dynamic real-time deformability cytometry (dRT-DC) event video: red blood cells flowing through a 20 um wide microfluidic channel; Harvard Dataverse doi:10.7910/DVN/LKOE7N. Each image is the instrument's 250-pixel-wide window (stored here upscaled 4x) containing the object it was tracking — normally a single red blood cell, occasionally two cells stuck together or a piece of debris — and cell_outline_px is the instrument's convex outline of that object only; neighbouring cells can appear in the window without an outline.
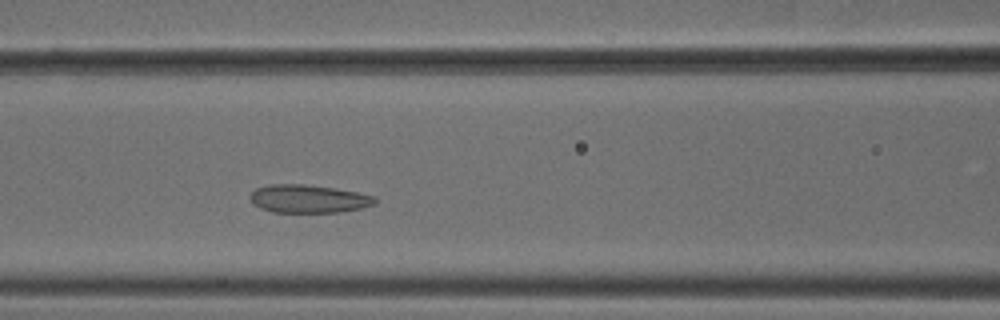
{"species": "common noctule bat (a hibernating species)", "species_latin": "Nyctalus noctula", "temperature_condition": "cold", "stored_images_in_passage": 32, "camera_frame_rate_fps": 3000, "um_per_image_px": 0.085, "animal": {"sex": "male", "body_mass_g": 18.8}, "frame": {"image": 1, "passage_image": 10, "time_ms": 3.0, "image_size_px": [1000, 320], "cell_outline_px": [[376, 204], [360, 208], [340, 212], [272, 212], [260, 208], [252, 204], [252, 192], [256, 188], [268, 184], [304, 184], [332, 188], [356, 192], [372, 196], [376, 200]], "centroid_in_image_um": [26.19, 16.9], "position_along_channel_um": 140.4, "area_um2": 20.23}}
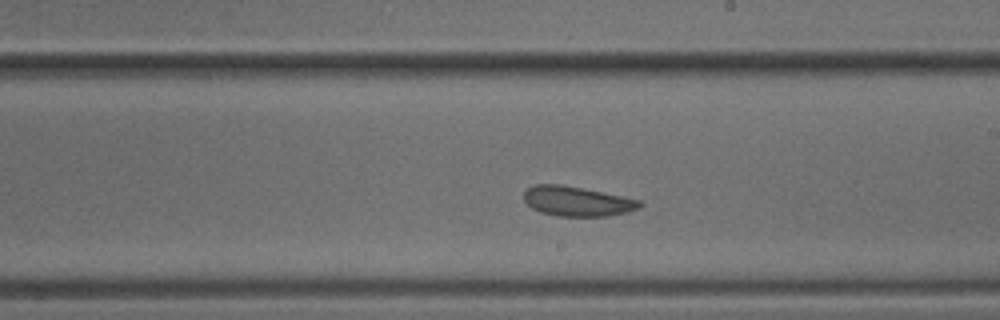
{"frame": {"image": 2, "passage_image": 18, "time_ms": 5.667, "image_size_px": [1000, 320], "cell_outline_px": [[644, 204], [640, 208], [628, 212], [608, 216], [556, 216], [540, 212], [532, 208], [524, 200], [524, 192], [528, 188], [536, 184], [560, 184], [640, 200]], "centroid_in_image_um": [49.05, 17.12], "position_along_channel_um": 240.0, "area_um2": 19.94}}
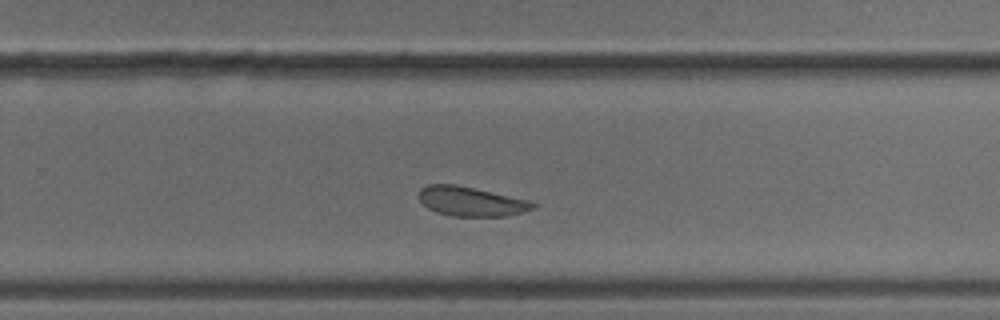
{"frame": {"image": 3, "passage_image": 22, "time_ms": 7.0, "image_size_px": [1000, 320], "cell_outline_px": [[536, 208], [524, 212], [504, 216], [452, 216], [436, 212], [428, 208], [420, 200], [420, 188], [428, 184], [456, 184], [532, 200], [536, 204]], "centroid_in_image_um": [40.09, 17.11], "position_along_channel_um": 289.7, "area_um2": 19.71}, "authors_computed_cell_mechanics": {"area_um2": 20.3167, "velocity_mm_per_s": 3.7402, "shape_relaxation_time_tau1_ms": null, "shape_relaxation_time_tau2_ms": 1.8884, "deformation_change_tau1": null, "deformation_change_tau2": 0.0723}}